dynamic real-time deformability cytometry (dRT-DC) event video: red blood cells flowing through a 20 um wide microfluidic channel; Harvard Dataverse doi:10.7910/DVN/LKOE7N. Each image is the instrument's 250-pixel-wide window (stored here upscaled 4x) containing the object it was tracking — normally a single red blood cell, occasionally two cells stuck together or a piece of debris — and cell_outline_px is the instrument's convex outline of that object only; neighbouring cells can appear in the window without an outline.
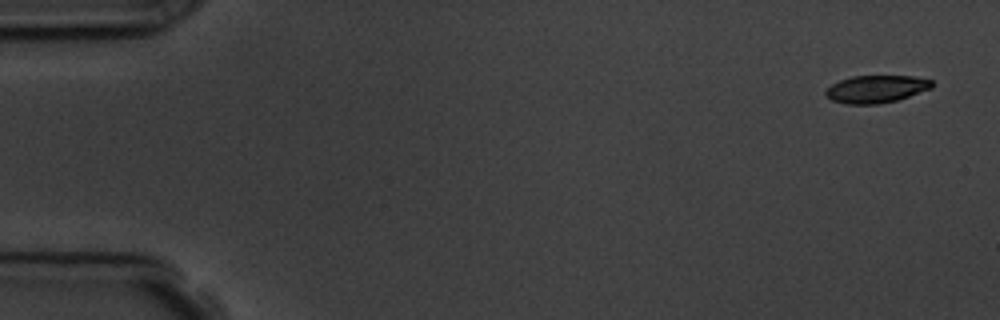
{"species": "common noctule bat (a hibernating species)", "species_latin": "Nyctalus noctula", "temperature_condition": "room temperature", "stored_images_in_passage": 4, "camera_frame_rate_fps": 3000, "um_per_image_px": 0.085, "animal": {"sex": "male", "body_mass_g": 19.5, "forearm_length_mm": 54.6}, "frame": {"image": 1, "passage_image": 1, "time_ms": 0.0, "image_size_px": [1000, 320], "cell_outline_px": [[932, 88], [896, 100], [876, 104], [848, 104], [832, 100], [824, 96], [824, 92], [832, 84], [840, 80], [852, 76], [912, 76], [932, 80]], "centroid_in_image_um": [74.44, 7.56], "position_along_channel_um": 10.6, "area_um2": 16.88}}